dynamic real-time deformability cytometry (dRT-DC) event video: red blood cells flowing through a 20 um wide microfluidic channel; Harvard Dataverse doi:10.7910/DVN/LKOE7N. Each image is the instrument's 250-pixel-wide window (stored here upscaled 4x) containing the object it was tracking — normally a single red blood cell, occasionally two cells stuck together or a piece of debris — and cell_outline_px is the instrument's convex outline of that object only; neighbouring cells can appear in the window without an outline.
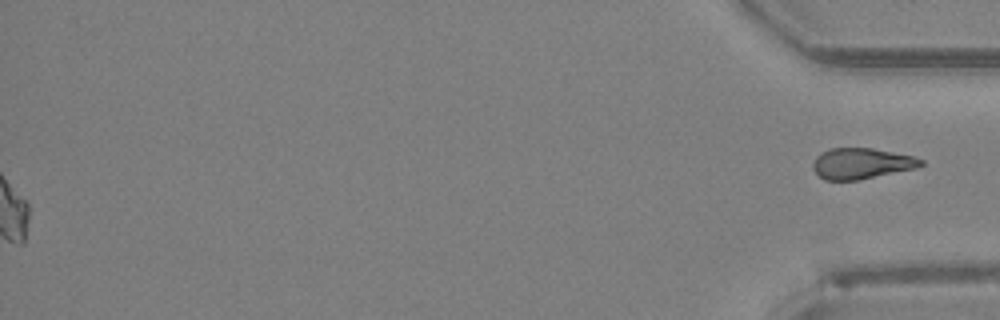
{"species": "Egyptian fruit bat (a non-hibernating species)", "species_latin": "Rousettus aegyptiacus", "temperature_condition": "room temperature", "stored_images_in_passage": 50, "segment_of_instrument_passage": [2, 2], "camera_frame_rate_fps": 3000, "um_per_image_px": 0.085, "animal": {"sex": "female"}, "frame": {"image": 1, "passage_image": 50, "time_ms": 16.333, "image_size_px": [1000, 320], "cell_outline_px": [[924, 164], [916, 168], [856, 180], [824, 180], [812, 168], [812, 164], [816, 156], [820, 152], [832, 148], [872, 148], [916, 156], [924, 160]], "centroid_in_image_um": [73.23, 13.88], "position_along_channel_um": 362.0, "area_um2": 19.42}}